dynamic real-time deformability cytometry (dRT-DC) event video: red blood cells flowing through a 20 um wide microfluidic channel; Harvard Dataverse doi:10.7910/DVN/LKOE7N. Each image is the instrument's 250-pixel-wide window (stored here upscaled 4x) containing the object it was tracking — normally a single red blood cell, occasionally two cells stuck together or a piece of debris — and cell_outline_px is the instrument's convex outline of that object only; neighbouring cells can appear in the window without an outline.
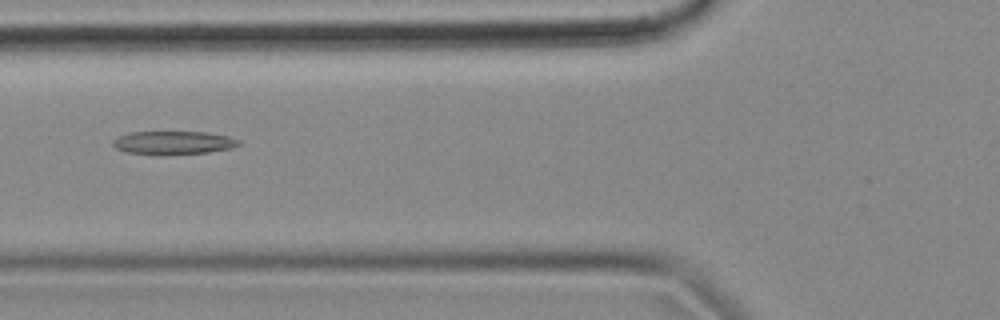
{"species": "common noctule bat (a hibernating species)", "species_latin": "Nyctalus noctula", "temperature_condition": "cold", "stored_images_in_passage": 38, "camera_frame_rate_fps": 3000, "um_per_image_px": 0.085, "animal": {"sex": "female", "body_mass_g": 18.4}, "frame": {"image": 1, "passage_image": 8, "time_ms": 2.333, "image_size_px": [1000, 320], "cell_outline_px": [[240, 144], [232, 148], [208, 152], [160, 156], [124, 152], [116, 148], [112, 144], [112, 140], [128, 132], [208, 132], [228, 136], [240, 140]], "centroid_in_image_um": [14.71, 12.15], "position_along_channel_um": 111.1, "area_um2": 17.46}}
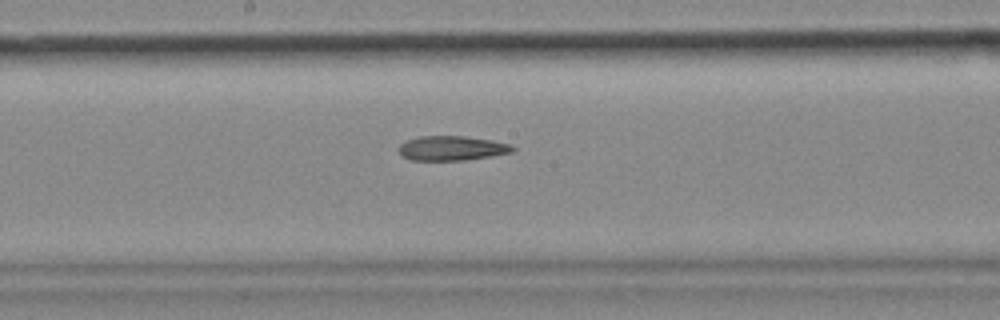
{"frame": {"image": 2, "passage_image": 16, "time_ms": 5.0, "image_size_px": [1000, 320], "cell_outline_px": [[516, 148], [512, 152], [464, 160], [412, 160], [404, 156], [400, 152], [400, 144], [408, 140], [420, 136], [464, 136], [492, 140], [512, 144]], "centroid_in_image_um": [38.44, 12.59], "position_along_channel_um": 209.8, "area_um2": 16.07}}
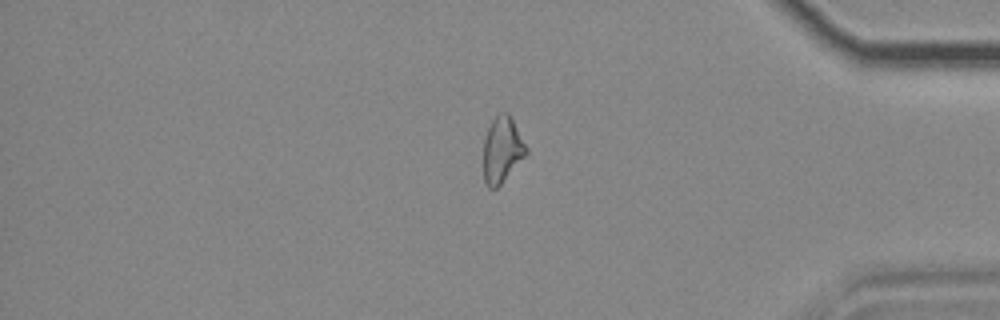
{"frame": {"image": 3, "passage_image": 33, "time_ms": 10.667, "image_size_px": [1000, 320], "cell_outline_px": [[528, 152], [500, 184], [496, 188], [488, 188], [484, 180], [484, 136], [492, 120], [500, 112], [508, 112], [528, 148]], "centroid_in_image_um": [42.67, 12.71], "position_along_channel_um": 392.5, "area_um2": 16.18}}